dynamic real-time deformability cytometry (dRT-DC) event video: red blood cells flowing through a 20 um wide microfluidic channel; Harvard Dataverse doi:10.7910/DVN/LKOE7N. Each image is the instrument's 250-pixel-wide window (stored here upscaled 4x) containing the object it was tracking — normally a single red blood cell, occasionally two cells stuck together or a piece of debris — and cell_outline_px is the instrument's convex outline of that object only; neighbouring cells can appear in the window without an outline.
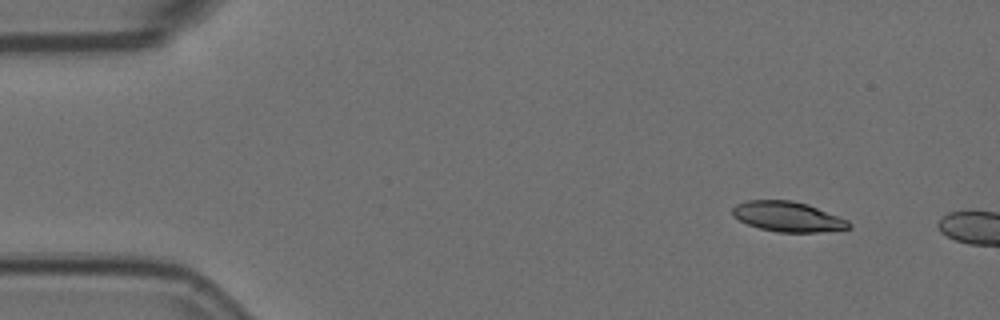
{"species": "Egyptian fruit bat (a non-hibernating species)", "species_latin": "Rousettus aegyptiacus", "temperature_condition": "room temperature", "stored_images_in_passage": 2, "camera_frame_rate_fps": 3000, "um_per_image_px": 0.085, "animal": {"sex": "female"}, "frame": {"image": 1, "passage_image": 1, "time_ms": 0.0, "image_size_px": [1000, 320], "cell_outline_px": [[852, 228], [816, 232], [776, 232], [760, 228], [748, 224], [732, 216], [732, 208], [736, 204], [748, 200], [792, 200], [808, 204], [848, 220], [852, 224]], "centroid_in_image_um": [66.96, 18.41], "position_along_channel_um": 18.0, "area_um2": 20.4}}